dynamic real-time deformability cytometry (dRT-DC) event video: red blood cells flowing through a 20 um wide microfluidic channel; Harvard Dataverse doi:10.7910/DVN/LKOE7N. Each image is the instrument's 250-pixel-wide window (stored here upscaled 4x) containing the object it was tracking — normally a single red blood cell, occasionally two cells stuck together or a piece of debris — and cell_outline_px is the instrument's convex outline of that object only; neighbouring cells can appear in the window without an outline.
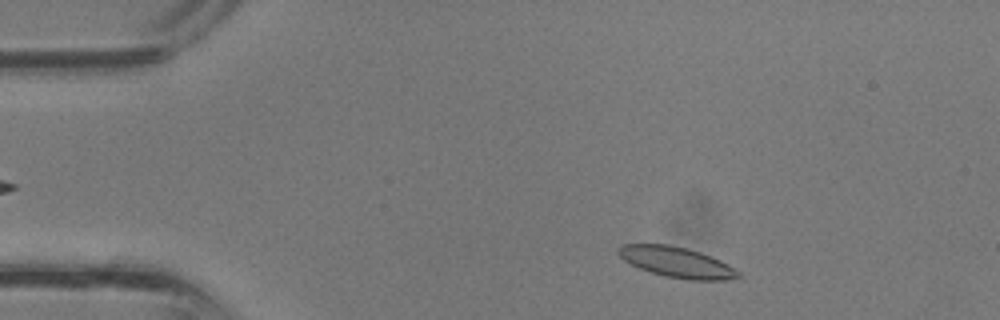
{"species": "common noctule bat (a hibernating species)", "species_latin": "Nyctalus noctula", "temperature_condition": "room temperature", "stored_images_in_passage": 34, "camera_frame_rate_fps": 3000, "um_per_image_px": 0.085, "animal": {"sex": "male", "body_mass_g": 13.3}, "frame": {"image": 1, "passage_image": 3, "time_ms": 0.667, "image_size_px": [1000, 320], "cell_outline_px": [[744, 276], [724, 280], [688, 280], [664, 276], [640, 268], [624, 260], [616, 252], [616, 248], [620, 244], [668, 244], [688, 248], [712, 256], [728, 264], [740, 272]], "centroid_in_image_um": [57.53, 22.28], "position_along_channel_um": 27.5, "area_um2": 21.5}}
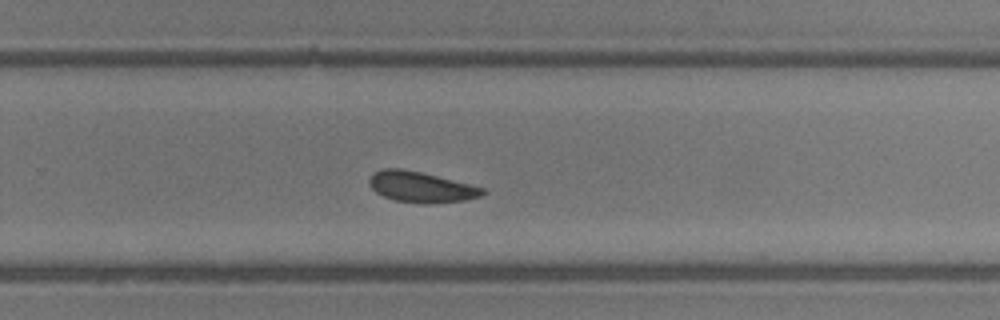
{"frame": {"image": 2, "passage_image": 21, "time_ms": 6.667, "image_size_px": [1000, 320], "cell_outline_px": [[484, 192], [480, 196], [464, 200], [428, 204], [420, 204], [396, 200], [384, 196], [376, 192], [368, 184], [368, 180], [376, 172], [384, 168], [404, 168], [484, 188]], "centroid_in_image_um": [35.75, 15.9], "position_along_channel_um": 294.1, "area_um2": 19.94}}
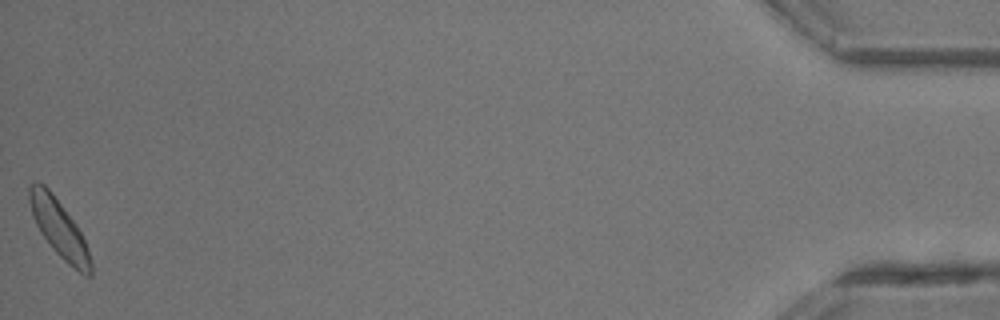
{"frame": {"image": 3, "passage_image": 34, "time_ms": 11.0, "image_size_px": [1000, 320], "cell_outline_px": [[92, 276], [84, 276], [68, 264], [52, 248], [40, 232], [32, 216], [28, 200], [28, 188], [36, 180], [44, 184], [48, 188], [76, 224], [88, 248], [92, 264]], "centroid_in_image_um": [5.01, 19.43], "position_along_channel_um": 430.2, "area_um2": 20.46}}